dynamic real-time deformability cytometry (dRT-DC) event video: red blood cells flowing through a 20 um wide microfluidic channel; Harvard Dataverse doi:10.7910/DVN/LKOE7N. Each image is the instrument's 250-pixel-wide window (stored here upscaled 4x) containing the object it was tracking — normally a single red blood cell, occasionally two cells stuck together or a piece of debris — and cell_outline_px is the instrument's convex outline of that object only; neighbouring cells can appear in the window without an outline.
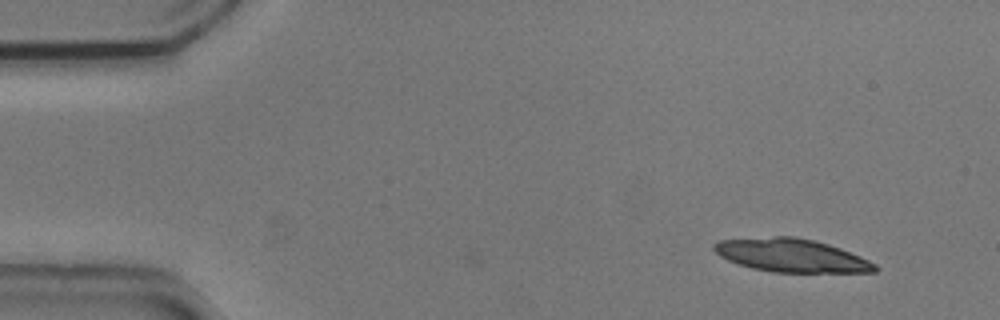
{"species": "common noctule bat (a hibernating species)", "species_latin": "Nyctalus noctula", "temperature_condition": "cold", "stored_images_in_passage": 19, "camera_frame_rate_fps": 3000, "um_per_image_px": 0.085, "animal": {"sex": "male", "body_mass_g": 20.5, "forearm_length_mm": 52.5}, "frame": {"image": 1, "passage_image": 1, "time_ms": 0.0, "image_size_px": [1000, 320], "cell_outline_px": [[880, 268], [876, 272], [772, 272], [752, 268], [728, 260], [720, 256], [712, 248], [712, 244], [720, 240], [772, 236], [796, 236], [828, 244], [840, 248], [860, 256], [876, 264]], "centroid_in_image_um": [67.27, 21.7], "position_along_channel_um": 17.7, "area_um2": 31.15}}